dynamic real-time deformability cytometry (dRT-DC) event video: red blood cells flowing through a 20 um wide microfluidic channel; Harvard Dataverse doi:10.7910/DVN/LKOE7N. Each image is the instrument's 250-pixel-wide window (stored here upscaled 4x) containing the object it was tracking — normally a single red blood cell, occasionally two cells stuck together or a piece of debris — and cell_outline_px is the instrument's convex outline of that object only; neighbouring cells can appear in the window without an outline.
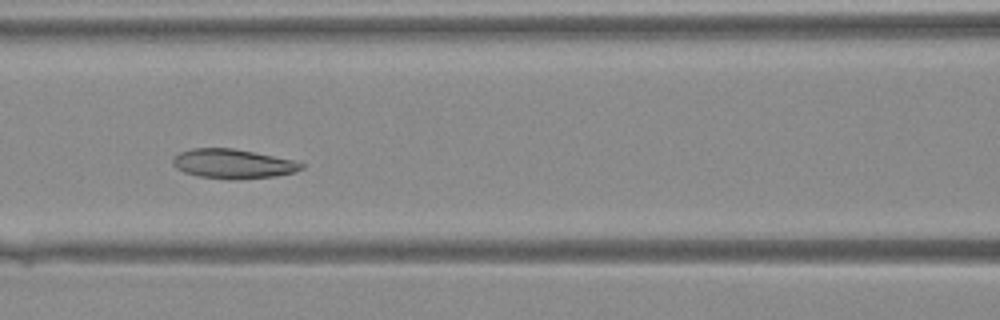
{"species": "Egyptian fruit bat (a non-hibernating species)", "species_latin": "Rousettus aegyptiacus", "temperature_condition": "warm", "stored_images_in_passage": 40, "camera_frame_rate_fps": 3000, "um_per_image_px": 0.085, "animal": {"sex": "female"}, "frame": {"image": 1, "passage_image": 16, "time_ms": 5.0, "image_size_px": [1000, 320], "cell_outline_px": [[304, 168], [296, 172], [276, 176], [236, 180], [228, 180], [200, 176], [184, 172], [176, 168], [172, 164], [172, 160], [180, 152], [192, 148], [232, 148], [292, 160], [304, 164]], "centroid_in_image_um": [19.8, 13.94], "position_along_channel_um": 146.8, "area_um2": 21.96}}
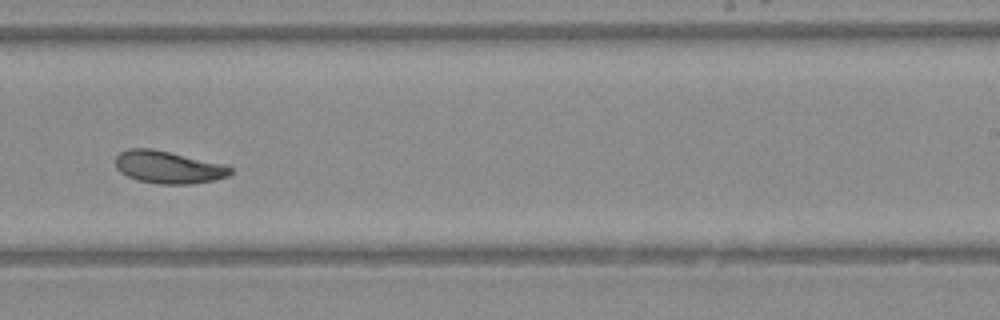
{"frame": {"image": 2, "passage_image": 24, "time_ms": 7.667, "image_size_px": [1000, 320], "cell_outline_px": [[232, 172], [228, 176], [212, 180], [192, 184], [156, 184], [136, 180], [120, 172], [116, 168], [116, 156], [120, 152], [128, 148], [152, 148], [228, 164], [232, 168]], "centroid_in_image_um": [14.32, 14.2], "position_along_channel_um": 274.7, "area_um2": 22.08}}
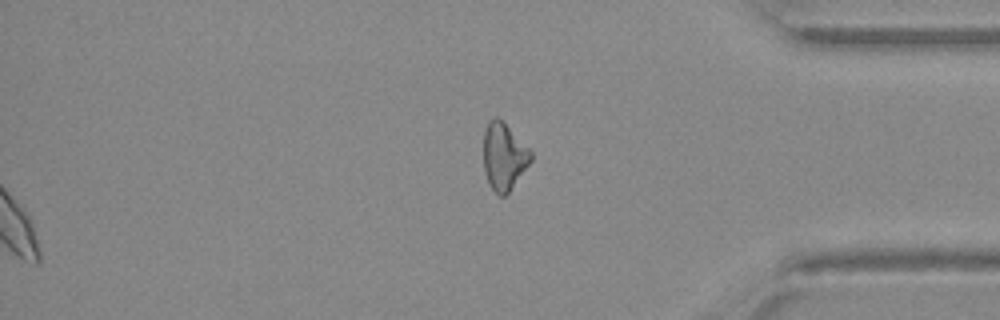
{"frame": {"image": 3, "passage_image": 40, "time_ms": 13.0, "image_size_px": [1000, 320], "cell_outline_px": [[532, 160], [508, 192], [504, 196], [500, 196], [488, 184], [484, 172], [484, 132], [488, 124], [496, 116], [500, 116], [504, 120], [532, 152]], "centroid_in_image_um": [42.83, 13.27], "position_along_channel_um": 392.4, "area_um2": 18.5}}